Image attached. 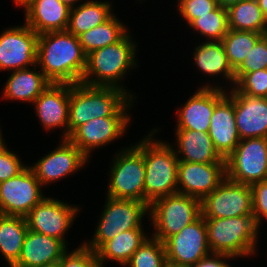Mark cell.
I'll return each instance as SVG.
<instances>
[{"label": "cell", "mask_w": 267, "mask_h": 267, "mask_svg": "<svg viewBox=\"0 0 267 267\" xmlns=\"http://www.w3.org/2000/svg\"><path fill=\"white\" fill-rule=\"evenodd\" d=\"M225 92L219 87L202 86L179 109L176 130L208 132L212 113L215 106L226 96Z\"/></svg>", "instance_id": "cell-16"}, {"label": "cell", "mask_w": 267, "mask_h": 267, "mask_svg": "<svg viewBox=\"0 0 267 267\" xmlns=\"http://www.w3.org/2000/svg\"><path fill=\"white\" fill-rule=\"evenodd\" d=\"M62 140L59 147L31 167L43 186L68 176L88 161V158L69 139Z\"/></svg>", "instance_id": "cell-18"}, {"label": "cell", "mask_w": 267, "mask_h": 267, "mask_svg": "<svg viewBox=\"0 0 267 267\" xmlns=\"http://www.w3.org/2000/svg\"><path fill=\"white\" fill-rule=\"evenodd\" d=\"M241 93L256 97L267 96V69L246 73L235 86Z\"/></svg>", "instance_id": "cell-36"}, {"label": "cell", "mask_w": 267, "mask_h": 267, "mask_svg": "<svg viewBox=\"0 0 267 267\" xmlns=\"http://www.w3.org/2000/svg\"><path fill=\"white\" fill-rule=\"evenodd\" d=\"M41 187L28 166L13 178L0 182V214L26 217L45 198Z\"/></svg>", "instance_id": "cell-12"}, {"label": "cell", "mask_w": 267, "mask_h": 267, "mask_svg": "<svg viewBox=\"0 0 267 267\" xmlns=\"http://www.w3.org/2000/svg\"><path fill=\"white\" fill-rule=\"evenodd\" d=\"M189 26L209 41H222L228 31L227 8L217 6L213 11L195 18Z\"/></svg>", "instance_id": "cell-33"}, {"label": "cell", "mask_w": 267, "mask_h": 267, "mask_svg": "<svg viewBox=\"0 0 267 267\" xmlns=\"http://www.w3.org/2000/svg\"><path fill=\"white\" fill-rule=\"evenodd\" d=\"M128 33L115 44L94 50L87 55V66L82 83L89 86L119 88L127 93L117 82L122 80L128 69L136 65V44L131 41ZM94 75L96 79L92 78Z\"/></svg>", "instance_id": "cell-4"}, {"label": "cell", "mask_w": 267, "mask_h": 267, "mask_svg": "<svg viewBox=\"0 0 267 267\" xmlns=\"http://www.w3.org/2000/svg\"><path fill=\"white\" fill-rule=\"evenodd\" d=\"M59 267H99L96 253L84 244L71 253L67 251L59 261Z\"/></svg>", "instance_id": "cell-37"}, {"label": "cell", "mask_w": 267, "mask_h": 267, "mask_svg": "<svg viewBox=\"0 0 267 267\" xmlns=\"http://www.w3.org/2000/svg\"><path fill=\"white\" fill-rule=\"evenodd\" d=\"M204 221L212 254H224L234 258L253 255L259 231L253 215L204 218Z\"/></svg>", "instance_id": "cell-5"}, {"label": "cell", "mask_w": 267, "mask_h": 267, "mask_svg": "<svg viewBox=\"0 0 267 267\" xmlns=\"http://www.w3.org/2000/svg\"><path fill=\"white\" fill-rule=\"evenodd\" d=\"M257 2L264 17L267 19V0H257Z\"/></svg>", "instance_id": "cell-43"}, {"label": "cell", "mask_w": 267, "mask_h": 267, "mask_svg": "<svg viewBox=\"0 0 267 267\" xmlns=\"http://www.w3.org/2000/svg\"><path fill=\"white\" fill-rule=\"evenodd\" d=\"M201 215L203 218L253 215L251 187L226 178L201 200Z\"/></svg>", "instance_id": "cell-11"}, {"label": "cell", "mask_w": 267, "mask_h": 267, "mask_svg": "<svg viewBox=\"0 0 267 267\" xmlns=\"http://www.w3.org/2000/svg\"><path fill=\"white\" fill-rule=\"evenodd\" d=\"M105 209L95 235L84 245L96 252L106 241L124 231L142 228V219L149 212V205L138 200L115 199L107 196Z\"/></svg>", "instance_id": "cell-8"}, {"label": "cell", "mask_w": 267, "mask_h": 267, "mask_svg": "<svg viewBox=\"0 0 267 267\" xmlns=\"http://www.w3.org/2000/svg\"><path fill=\"white\" fill-rule=\"evenodd\" d=\"M143 139L145 162L144 203L150 205L158 198L178 192V155L165 142L152 141L153 129Z\"/></svg>", "instance_id": "cell-3"}, {"label": "cell", "mask_w": 267, "mask_h": 267, "mask_svg": "<svg viewBox=\"0 0 267 267\" xmlns=\"http://www.w3.org/2000/svg\"><path fill=\"white\" fill-rule=\"evenodd\" d=\"M210 253L208 256L202 258L199 260L195 265H192L190 267H231L226 262L223 261L224 259H234L231 256L224 255V254H217V253ZM222 259V260H221Z\"/></svg>", "instance_id": "cell-41"}, {"label": "cell", "mask_w": 267, "mask_h": 267, "mask_svg": "<svg viewBox=\"0 0 267 267\" xmlns=\"http://www.w3.org/2000/svg\"><path fill=\"white\" fill-rule=\"evenodd\" d=\"M225 179L226 163L178 162V193L202 200Z\"/></svg>", "instance_id": "cell-15"}, {"label": "cell", "mask_w": 267, "mask_h": 267, "mask_svg": "<svg viewBox=\"0 0 267 267\" xmlns=\"http://www.w3.org/2000/svg\"><path fill=\"white\" fill-rule=\"evenodd\" d=\"M37 45L38 34L25 23L5 29L0 34V70L17 71L37 65Z\"/></svg>", "instance_id": "cell-13"}, {"label": "cell", "mask_w": 267, "mask_h": 267, "mask_svg": "<svg viewBox=\"0 0 267 267\" xmlns=\"http://www.w3.org/2000/svg\"><path fill=\"white\" fill-rule=\"evenodd\" d=\"M52 82L29 68L13 71L4 88V98L34 102Z\"/></svg>", "instance_id": "cell-25"}, {"label": "cell", "mask_w": 267, "mask_h": 267, "mask_svg": "<svg viewBox=\"0 0 267 267\" xmlns=\"http://www.w3.org/2000/svg\"><path fill=\"white\" fill-rule=\"evenodd\" d=\"M36 267H59V261H53Z\"/></svg>", "instance_id": "cell-45"}, {"label": "cell", "mask_w": 267, "mask_h": 267, "mask_svg": "<svg viewBox=\"0 0 267 267\" xmlns=\"http://www.w3.org/2000/svg\"><path fill=\"white\" fill-rule=\"evenodd\" d=\"M195 64L209 75L224 74L227 80L235 84V71L229 64L221 41H207L198 45L194 53ZM234 82V83H233Z\"/></svg>", "instance_id": "cell-29"}, {"label": "cell", "mask_w": 267, "mask_h": 267, "mask_svg": "<svg viewBox=\"0 0 267 267\" xmlns=\"http://www.w3.org/2000/svg\"><path fill=\"white\" fill-rule=\"evenodd\" d=\"M250 187L252 191L253 217L259 227L262 218L267 219V180L254 183Z\"/></svg>", "instance_id": "cell-40"}, {"label": "cell", "mask_w": 267, "mask_h": 267, "mask_svg": "<svg viewBox=\"0 0 267 267\" xmlns=\"http://www.w3.org/2000/svg\"><path fill=\"white\" fill-rule=\"evenodd\" d=\"M226 178L251 186L267 180V138H248L239 141L225 159Z\"/></svg>", "instance_id": "cell-9"}, {"label": "cell", "mask_w": 267, "mask_h": 267, "mask_svg": "<svg viewBox=\"0 0 267 267\" xmlns=\"http://www.w3.org/2000/svg\"><path fill=\"white\" fill-rule=\"evenodd\" d=\"M176 136L178 150L175 153H182L184 156L180 158L178 155L179 162L226 163L225 159L214 149L208 132L176 130Z\"/></svg>", "instance_id": "cell-24"}, {"label": "cell", "mask_w": 267, "mask_h": 267, "mask_svg": "<svg viewBox=\"0 0 267 267\" xmlns=\"http://www.w3.org/2000/svg\"><path fill=\"white\" fill-rule=\"evenodd\" d=\"M26 168L20 158L6 148L5 143L0 144V182L18 175Z\"/></svg>", "instance_id": "cell-39"}, {"label": "cell", "mask_w": 267, "mask_h": 267, "mask_svg": "<svg viewBox=\"0 0 267 267\" xmlns=\"http://www.w3.org/2000/svg\"><path fill=\"white\" fill-rule=\"evenodd\" d=\"M214 149L226 159L239 144L240 136L236 127L234 101L226 96L215 106L208 131Z\"/></svg>", "instance_id": "cell-22"}, {"label": "cell", "mask_w": 267, "mask_h": 267, "mask_svg": "<svg viewBox=\"0 0 267 267\" xmlns=\"http://www.w3.org/2000/svg\"><path fill=\"white\" fill-rule=\"evenodd\" d=\"M3 140H4V139H3V137H2L1 130H0V144H1L2 142H4Z\"/></svg>", "instance_id": "cell-46"}, {"label": "cell", "mask_w": 267, "mask_h": 267, "mask_svg": "<svg viewBox=\"0 0 267 267\" xmlns=\"http://www.w3.org/2000/svg\"><path fill=\"white\" fill-rule=\"evenodd\" d=\"M143 232L142 228H134L119 233L113 239L106 241L95 252L99 267H104L103 264L107 259L126 265L134 252L148 238Z\"/></svg>", "instance_id": "cell-26"}, {"label": "cell", "mask_w": 267, "mask_h": 267, "mask_svg": "<svg viewBox=\"0 0 267 267\" xmlns=\"http://www.w3.org/2000/svg\"><path fill=\"white\" fill-rule=\"evenodd\" d=\"M117 154L110 172L108 197L144 202L143 140Z\"/></svg>", "instance_id": "cell-7"}, {"label": "cell", "mask_w": 267, "mask_h": 267, "mask_svg": "<svg viewBox=\"0 0 267 267\" xmlns=\"http://www.w3.org/2000/svg\"><path fill=\"white\" fill-rule=\"evenodd\" d=\"M70 84L52 83L33 102L45 129L65 126L63 139H68Z\"/></svg>", "instance_id": "cell-21"}, {"label": "cell", "mask_w": 267, "mask_h": 267, "mask_svg": "<svg viewBox=\"0 0 267 267\" xmlns=\"http://www.w3.org/2000/svg\"><path fill=\"white\" fill-rule=\"evenodd\" d=\"M127 29L114 14L105 22L78 36L79 43L86 55L92 51L115 44L126 33Z\"/></svg>", "instance_id": "cell-31"}, {"label": "cell", "mask_w": 267, "mask_h": 267, "mask_svg": "<svg viewBox=\"0 0 267 267\" xmlns=\"http://www.w3.org/2000/svg\"><path fill=\"white\" fill-rule=\"evenodd\" d=\"M149 212L156 229L153 237L164 243L201 215V200L177 192L153 201Z\"/></svg>", "instance_id": "cell-6"}, {"label": "cell", "mask_w": 267, "mask_h": 267, "mask_svg": "<svg viewBox=\"0 0 267 267\" xmlns=\"http://www.w3.org/2000/svg\"><path fill=\"white\" fill-rule=\"evenodd\" d=\"M27 231L25 217L0 214V252L10 267L20 258Z\"/></svg>", "instance_id": "cell-27"}, {"label": "cell", "mask_w": 267, "mask_h": 267, "mask_svg": "<svg viewBox=\"0 0 267 267\" xmlns=\"http://www.w3.org/2000/svg\"><path fill=\"white\" fill-rule=\"evenodd\" d=\"M228 29L252 31L266 35L267 19L257 0H244L227 8Z\"/></svg>", "instance_id": "cell-30"}, {"label": "cell", "mask_w": 267, "mask_h": 267, "mask_svg": "<svg viewBox=\"0 0 267 267\" xmlns=\"http://www.w3.org/2000/svg\"><path fill=\"white\" fill-rule=\"evenodd\" d=\"M109 2L87 1L70 9L67 31L78 37L80 34L107 21L111 13Z\"/></svg>", "instance_id": "cell-28"}, {"label": "cell", "mask_w": 267, "mask_h": 267, "mask_svg": "<svg viewBox=\"0 0 267 267\" xmlns=\"http://www.w3.org/2000/svg\"><path fill=\"white\" fill-rule=\"evenodd\" d=\"M66 248L61 240L28 229L20 258L12 267H36L60 261Z\"/></svg>", "instance_id": "cell-23"}, {"label": "cell", "mask_w": 267, "mask_h": 267, "mask_svg": "<svg viewBox=\"0 0 267 267\" xmlns=\"http://www.w3.org/2000/svg\"><path fill=\"white\" fill-rule=\"evenodd\" d=\"M262 36L263 34L252 31L228 29L221 42L229 64L234 71L243 63L255 43Z\"/></svg>", "instance_id": "cell-32"}, {"label": "cell", "mask_w": 267, "mask_h": 267, "mask_svg": "<svg viewBox=\"0 0 267 267\" xmlns=\"http://www.w3.org/2000/svg\"><path fill=\"white\" fill-rule=\"evenodd\" d=\"M241 1H244V0H216L218 6H221L224 8H228L229 6L239 3Z\"/></svg>", "instance_id": "cell-42"}, {"label": "cell", "mask_w": 267, "mask_h": 267, "mask_svg": "<svg viewBox=\"0 0 267 267\" xmlns=\"http://www.w3.org/2000/svg\"><path fill=\"white\" fill-rule=\"evenodd\" d=\"M54 198L45 197L25 217L28 229L67 242L63 238L76 217L78 208Z\"/></svg>", "instance_id": "cell-14"}, {"label": "cell", "mask_w": 267, "mask_h": 267, "mask_svg": "<svg viewBox=\"0 0 267 267\" xmlns=\"http://www.w3.org/2000/svg\"><path fill=\"white\" fill-rule=\"evenodd\" d=\"M178 10L188 25L197 17L213 11L217 6L216 0H178Z\"/></svg>", "instance_id": "cell-38"}, {"label": "cell", "mask_w": 267, "mask_h": 267, "mask_svg": "<svg viewBox=\"0 0 267 267\" xmlns=\"http://www.w3.org/2000/svg\"><path fill=\"white\" fill-rule=\"evenodd\" d=\"M132 97L119 88L70 84L68 137L95 118L129 117L126 110L132 105Z\"/></svg>", "instance_id": "cell-2"}, {"label": "cell", "mask_w": 267, "mask_h": 267, "mask_svg": "<svg viewBox=\"0 0 267 267\" xmlns=\"http://www.w3.org/2000/svg\"><path fill=\"white\" fill-rule=\"evenodd\" d=\"M36 64L52 83L77 84L84 76L87 55L78 37L67 30L48 32L38 35Z\"/></svg>", "instance_id": "cell-1"}, {"label": "cell", "mask_w": 267, "mask_h": 267, "mask_svg": "<svg viewBox=\"0 0 267 267\" xmlns=\"http://www.w3.org/2000/svg\"><path fill=\"white\" fill-rule=\"evenodd\" d=\"M25 8V24L35 33L65 31L70 7L59 0H14Z\"/></svg>", "instance_id": "cell-20"}, {"label": "cell", "mask_w": 267, "mask_h": 267, "mask_svg": "<svg viewBox=\"0 0 267 267\" xmlns=\"http://www.w3.org/2000/svg\"><path fill=\"white\" fill-rule=\"evenodd\" d=\"M267 69V35H263L253 46L243 63L235 70V85L246 74Z\"/></svg>", "instance_id": "cell-35"}, {"label": "cell", "mask_w": 267, "mask_h": 267, "mask_svg": "<svg viewBox=\"0 0 267 267\" xmlns=\"http://www.w3.org/2000/svg\"><path fill=\"white\" fill-rule=\"evenodd\" d=\"M126 265L129 267H168L164 243L155 237L147 238Z\"/></svg>", "instance_id": "cell-34"}, {"label": "cell", "mask_w": 267, "mask_h": 267, "mask_svg": "<svg viewBox=\"0 0 267 267\" xmlns=\"http://www.w3.org/2000/svg\"><path fill=\"white\" fill-rule=\"evenodd\" d=\"M130 117H102L79 126L68 139L88 158L91 149L106 145L121 137Z\"/></svg>", "instance_id": "cell-19"}, {"label": "cell", "mask_w": 267, "mask_h": 267, "mask_svg": "<svg viewBox=\"0 0 267 267\" xmlns=\"http://www.w3.org/2000/svg\"><path fill=\"white\" fill-rule=\"evenodd\" d=\"M168 267H190L211 252L202 215L165 242Z\"/></svg>", "instance_id": "cell-10"}, {"label": "cell", "mask_w": 267, "mask_h": 267, "mask_svg": "<svg viewBox=\"0 0 267 267\" xmlns=\"http://www.w3.org/2000/svg\"><path fill=\"white\" fill-rule=\"evenodd\" d=\"M234 101L240 139L267 138V99L241 93L236 87L228 94Z\"/></svg>", "instance_id": "cell-17"}, {"label": "cell", "mask_w": 267, "mask_h": 267, "mask_svg": "<svg viewBox=\"0 0 267 267\" xmlns=\"http://www.w3.org/2000/svg\"><path fill=\"white\" fill-rule=\"evenodd\" d=\"M61 3L66 4L68 7L73 8L74 4L79 0H59Z\"/></svg>", "instance_id": "cell-44"}]
</instances>
